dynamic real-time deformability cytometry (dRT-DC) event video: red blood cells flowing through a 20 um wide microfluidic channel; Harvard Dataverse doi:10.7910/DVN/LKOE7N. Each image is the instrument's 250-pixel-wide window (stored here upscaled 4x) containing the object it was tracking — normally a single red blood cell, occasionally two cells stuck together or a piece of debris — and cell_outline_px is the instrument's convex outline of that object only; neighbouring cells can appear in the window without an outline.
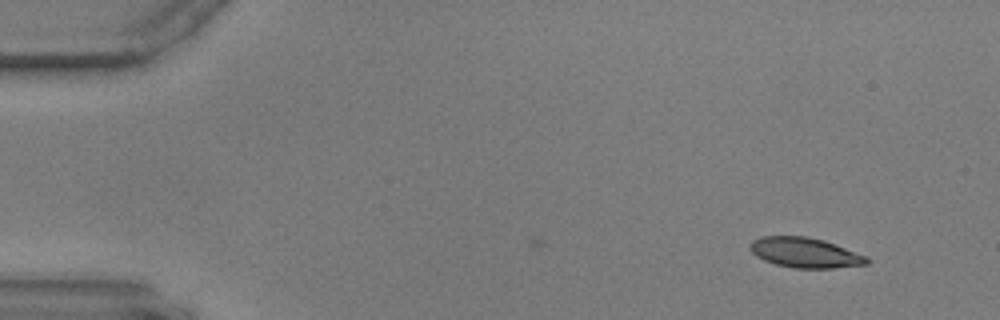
{"species": "common noctule bat (a hibernating species)", "species_latin": "Nyctalus noctula", "temperature_condition": "warm", "stored_images_in_passage": 2, "camera_frame_rate_fps": 3000, "um_per_image_px": 0.085, "animal": {"sex": "male", "body_mass_g": 17.9, "forearm_length_mm": 54.2}, "frame": {"image": 1, "passage_image": 2, "time_ms": 0.333, "image_size_px": [1000, 320], "cell_outline_px": [[872, 260], [868, 264], [832, 268], [792, 268], [776, 264], [764, 260], [756, 256], [748, 248], [748, 244], [752, 240], [760, 236], [808, 236], [824, 240], [868, 256]], "centroid_in_image_um": [68.43, 21.47], "position_along_channel_um": 16.6, "area_um2": 20.75}}